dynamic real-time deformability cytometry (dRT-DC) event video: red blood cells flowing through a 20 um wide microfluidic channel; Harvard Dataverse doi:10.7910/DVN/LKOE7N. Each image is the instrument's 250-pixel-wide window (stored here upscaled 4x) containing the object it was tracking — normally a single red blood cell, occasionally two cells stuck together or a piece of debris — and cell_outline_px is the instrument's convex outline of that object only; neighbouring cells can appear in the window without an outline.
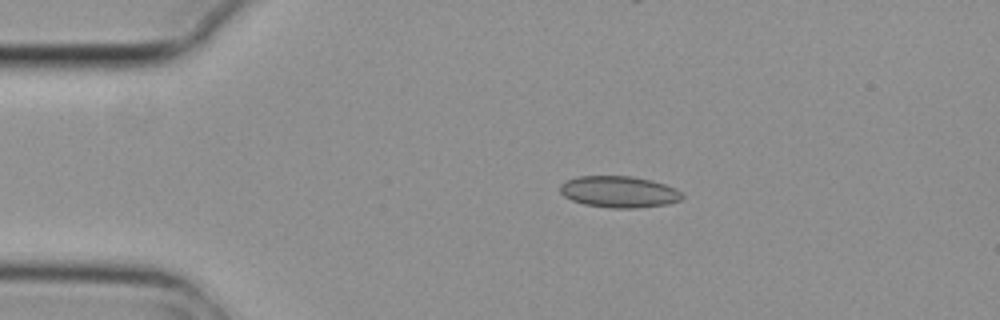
{"species": "common noctule bat (a hibernating species)", "species_latin": "Nyctalus noctula", "temperature_condition": "cold", "stored_images_in_passage": 5, "camera_frame_rate_fps": 3000, "um_per_image_px": 0.085, "animal": {"sex": "female", "body_mass_g": 29.2, "forearm_length_mm": 56.3}, "frame": {"image": 1, "passage_image": 2, "time_ms": 0.333, "image_size_px": [1000, 320], "cell_outline_px": [[684, 196], [680, 200], [668, 204], [636, 208], [612, 208], [584, 204], [572, 200], [564, 196], [560, 192], [560, 184], [576, 176], [632, 176], [652, 180], [676, 188]], "centroid_in_image_um": [52.62, 16.3], "position_along_channel_um": 32.4, "area_um2": 22.43}}
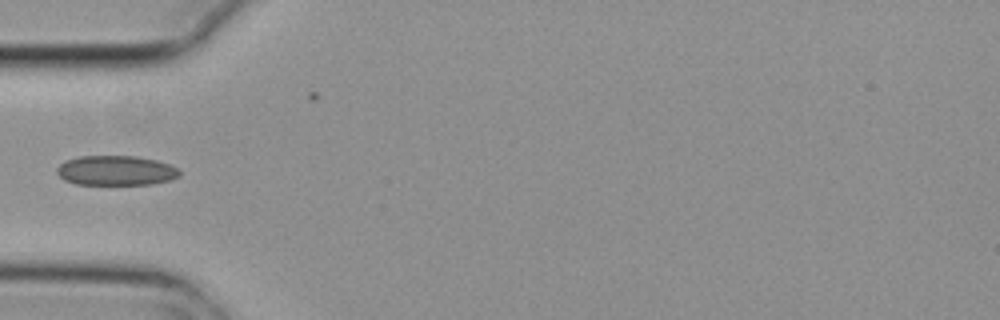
{"frame": {"image": 2, "passage_image": 4, "time_ms": 1.0, "image_size_px": [1000, 320], "cell_outline_px": [[180, 176], [172, 180], [152, 184], [76, 184], [64, 180], [56, 172], [56, 168], [64, 160], [80, 156], [136, 156], [156, 160], [168, 164], [176, 168], [180, 172]], "centroid_in_image_um": [9.84, 14.49], "position_along_channel_um": 75.2, "area_um2": 21.33}}